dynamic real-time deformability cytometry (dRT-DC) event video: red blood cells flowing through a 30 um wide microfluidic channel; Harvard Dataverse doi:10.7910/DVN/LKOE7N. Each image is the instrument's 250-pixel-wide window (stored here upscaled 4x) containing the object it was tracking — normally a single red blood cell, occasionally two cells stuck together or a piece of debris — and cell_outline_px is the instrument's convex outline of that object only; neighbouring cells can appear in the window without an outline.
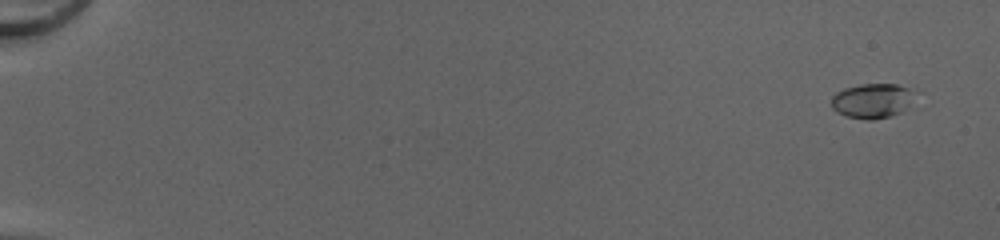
{"species": "common noctule bat (a hibernating species)", "species_latin": "Nyctalus noctula", "temperature_condition": "cold", "stored_images_in_passage": 52, "camera_frame_rate_fps": 3000, "um_per_image_px": 0.085, "animal": {"sex": "female", "body_mass_g": 20.0, "forearm_length_mm": 54.0}, "frame": {"image": 1, "passage_image": 3, "time_ms": 0.667, "image_size_px": [1000, 240], "cell_outline_px": [[908, 92], [900, 112], [892, 116], [872, 120], [868, 120], [848, 116], [836, 112], [832, 108], [832, 96], [836, 92], [844, 88], [860, 84], [896, 84], [908, 88]], "centroid_in_image_um": [73.95, 8.57], "position_along_channel_um": 11.1, "area_um2": 15.95}}
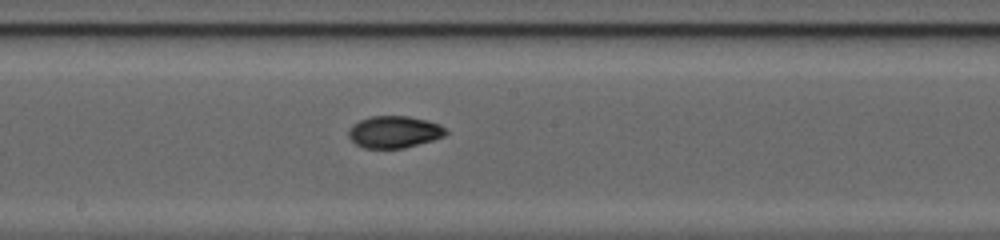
{"frame": {"image": 2, "passage_image": 31, "time_ms": 10.0, "image_size_px": [1000, 240], "cell_outline_px": [[448, 132], [444, 136], [432, 140], [404, 148], [364, 148], [356, 144], [348, 136], [348, 128], [352, 124], [360, 120], [372, 116], [408, 116], [428, 120], [440, 124], [448, 128]], "centroid_in_image_um": [33.52, 11.2], "position_along_channel_um": 214.7, "area_um2": 18.26}}
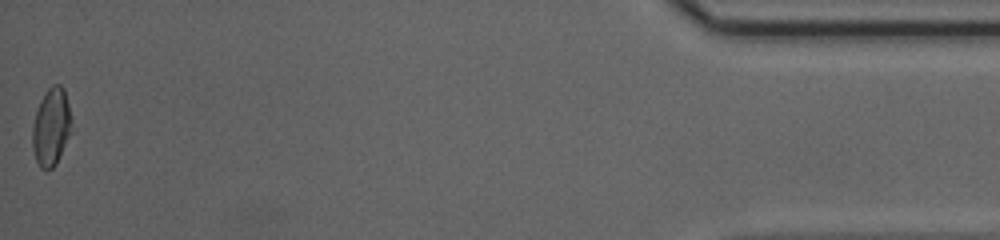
{"frame": {"image": 3, "passage_image": 52, "time_ms": 17.0, "image_size_px": [1000, 240], "cell_outline_px": [[72, 132], [56, 164], [52, 168], [40, 168], [36, 160], [32, 148], [32, 128], [36, 112], [40, 100], [44, 92], [52, 84], [60, 84], [64, 88], [72, 120]], "centroid_in_image_um": [4.37, 10.77], "position_along_channel_um": 430.8, "area_um2": 17.92}, "authors_computed_cell_mechanics": {"area_um2": 17.4556, "velocity_mm_per_s": 4.2347, "shape_relaxation_time_tau1_ms": 7.2696, "shape_relaxation_time_tau2_ms": 1.6417, "deformation_change_tau1": 0.1994, "deformation_change_tau2": 0.0519}}